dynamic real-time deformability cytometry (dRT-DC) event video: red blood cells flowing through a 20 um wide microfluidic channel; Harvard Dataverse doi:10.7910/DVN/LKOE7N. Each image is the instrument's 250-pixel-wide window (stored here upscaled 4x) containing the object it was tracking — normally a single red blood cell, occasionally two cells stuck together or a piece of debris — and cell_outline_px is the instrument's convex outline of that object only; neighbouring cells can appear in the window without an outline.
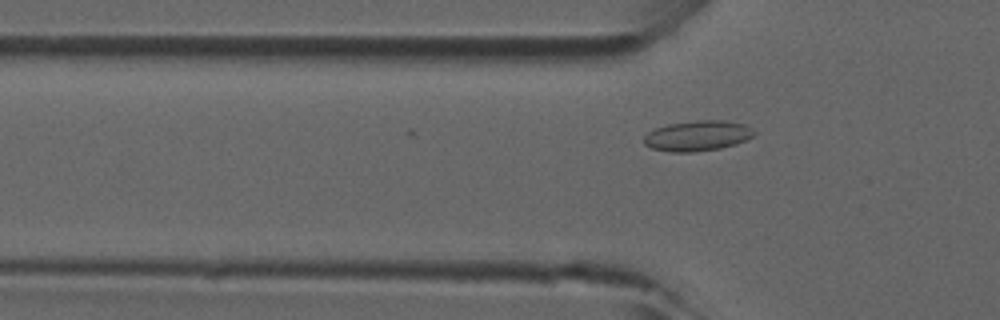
{"species": "common noctule bat (a hibernating species)", "species_latin": "Nyctalus noctula", "temperature_condition": "room temperature", "stored_images_in_passage": 10, "camera_frame_rate_fps": 3000, "um_per_image_px": 0.085, "animal": {"sex": "male", "forearm_length_mm": 52.5}, "frame": {"image": 1, "passage_image": 10, "time_ms": 3.0, "image_size_px": [1000, 320], "cell_outline_px": [[756, 132], [752, 136], [736, 144], [720, 148], [692, 152], [672, 152], [652, 148], [644, 144], [644, 136], [648, 132], [656, 128], [668, 124], [696, 120], [724, 120], [744, 124]], "centroid_in_image_um": [59.27, 11.53], "position_along_channel_um": 66.5, "area_um2": 19.36}}